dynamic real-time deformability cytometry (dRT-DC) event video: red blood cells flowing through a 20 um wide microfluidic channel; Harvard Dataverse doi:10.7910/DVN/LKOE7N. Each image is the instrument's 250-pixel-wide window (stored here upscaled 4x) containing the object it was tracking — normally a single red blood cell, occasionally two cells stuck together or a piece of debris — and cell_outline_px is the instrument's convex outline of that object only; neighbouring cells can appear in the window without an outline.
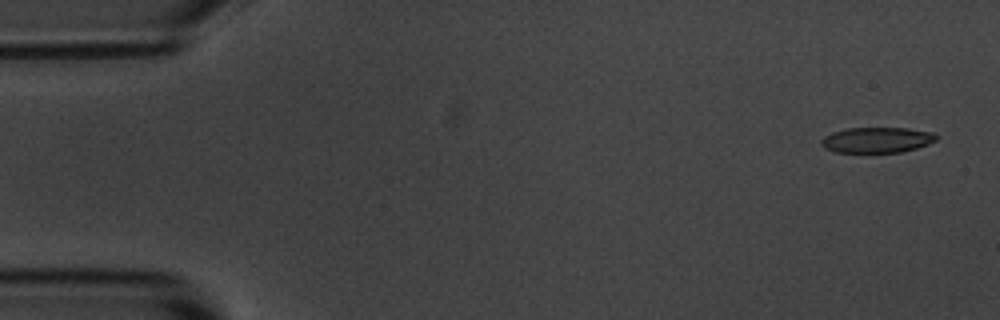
{"species": "common noctule bat (a hibernating species)", "species_latin": "Nyctalus noctula", "temperature_condition": "room temperature", "stored_images_in_passage": 4, "camera_frame_rate_fps": 3000, "um_per_image_px": 0.085, "animal": {"sex": "male", "body_mass_g": 20.1, "forearm_length_mm": 53.5}, "frame": {"image": 1, "passage_image": 1, "time_ms": 0.0, "image_size_px": [1000, 320], "cell_outline_px": [[936, 140], [928, 144], [916, 148], [900, 152], [836, 152], [824, 148], [820, 144], [820, 140], [824, 136], [832, 132], [848, 128], [908, 128], [932, 132], [936, 136]], "centroid_in_image_um": [74.5, 11.89], "position_along_channel_um": 10.5, "area_um2": 17.05}}
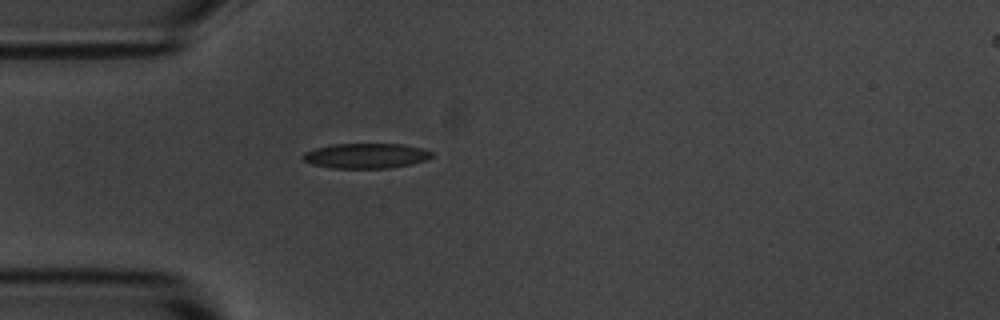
{"frame": {"image": 2, "passage_image": 4, "time_ms": 4.333, "image_size_px": [1000, 320], "cell_outline_px": [[432, 156], [424, 160], [412, 164], [388, 168], [332, 168], [312, 164], [304, 160], [300, 156], [304, 152], [316, 148], [332, 144], [400, 144], [420, 148], [432, 152]], "centroid_in_image_um": [31.06, 13.24], "position_along_channel_um": 53.9, "area_um2": 18.67}}